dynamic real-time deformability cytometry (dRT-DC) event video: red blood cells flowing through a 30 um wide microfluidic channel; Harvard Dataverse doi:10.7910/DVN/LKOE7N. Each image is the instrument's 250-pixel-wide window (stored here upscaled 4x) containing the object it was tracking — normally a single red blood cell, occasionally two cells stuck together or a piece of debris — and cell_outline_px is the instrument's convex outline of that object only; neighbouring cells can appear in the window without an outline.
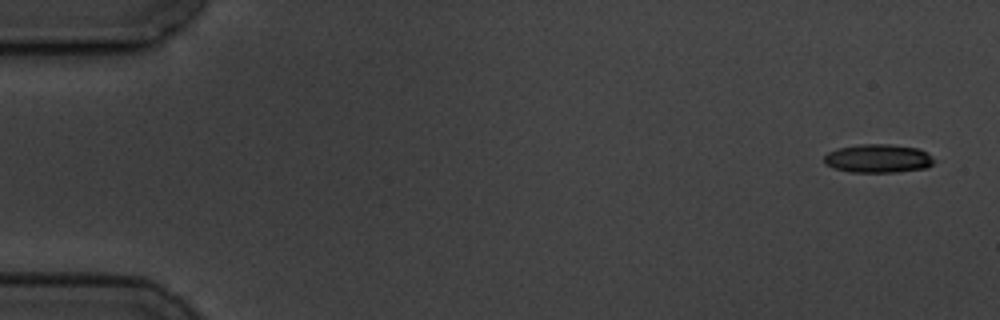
{"species": "common noctule bat (a hibernating species)", "species_latin": "Nyctalus noctula", "temperature_condition": "cold", "stored_images_in_passage": 6, "camera_frame_rate_fps": 3000, "um_per_image_px": 0.085, "animal": {"sex": "male", "body_mass_g": 19.5, "forearm_length_mm": 54.6}, "frame": {"image": 1, "passage_image": 1, "time_ms": 0.0, "image_size_px": [1000, 320], "cell_outline_px": [[936, 160], [932, 164], [924, 168], [896, 172], [848, 172], [832, 168], [824, 164], [824, 156], [828, 152], [836, 148], [860, 144], [892, 144], [920, 148], [928, 152]], "centroid_in_image_um": [74.63, 13.46], "position_along_channel_um": 10.4, "area_um2": 18.61}}